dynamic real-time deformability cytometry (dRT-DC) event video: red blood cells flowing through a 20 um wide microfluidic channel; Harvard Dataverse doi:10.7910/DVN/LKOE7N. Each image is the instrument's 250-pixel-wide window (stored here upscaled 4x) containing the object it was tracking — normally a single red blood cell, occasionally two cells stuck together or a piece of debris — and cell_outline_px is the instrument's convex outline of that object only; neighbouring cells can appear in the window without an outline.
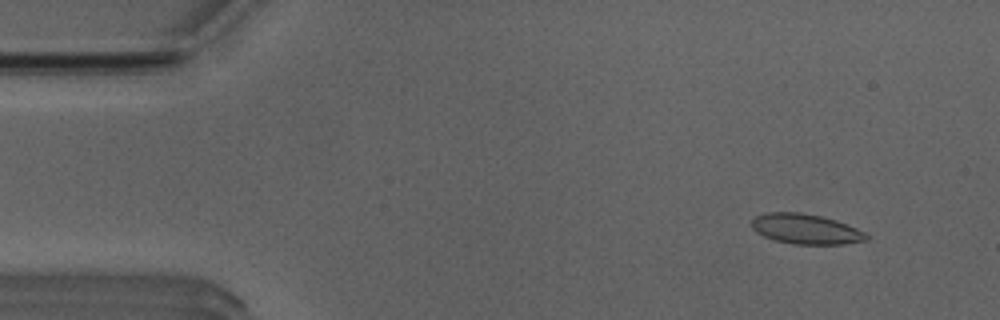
{"species": "Egyptian fruit bat (a non-hibernating species)", "species_latin": "Rousettus aegyptiacus", "temperature_condition": "room temperature", "stored_images_in_passage": 50, "camera_frame_rate_fps": 3000, "um_per_image_px": 0.085, "animal": {"sex": "male"}, "frame": {"image": 1, "passage_image": 5, "time_ms": 1.333, "image_size_px": [1000, 320], "cell_outline_px": [[868, 240], [844, 244], [792, 244], [776, 240], [764, 236], [756, 232], [752, 228], [752, 220], [756, 216], [768, 212], [800, 212], [820, 216], [836, 220], [856, 228], [864, 232], [868, 236]], "centroid_in_image_um": [68.49, 19.47], "position_along_channel_um": 16.5, "area_um2": 20.0}}
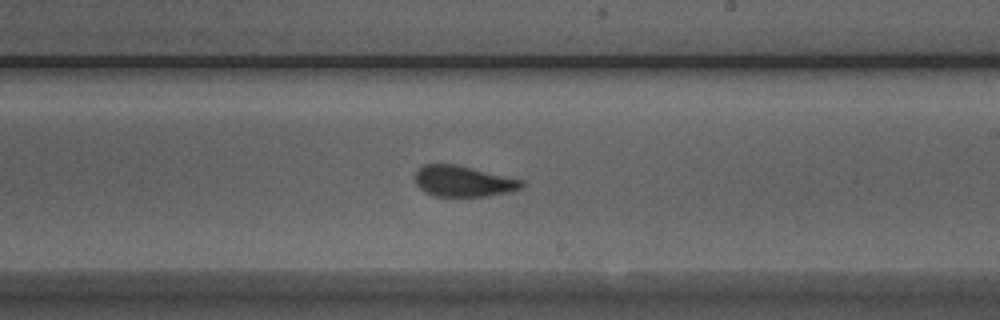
{"frame": {"image": 2, "passage_image": 30, "time_ms": 9.667, "image_size_px": [1000, 320], "cell_outline_px": [[524, 188], [508, 192], [488, 196], [432, 196], [424, 192], [416, 184], [416, 172], [424, 164], [456, 164], [524, 180]], "centroid_in_image_um": [39.4, 15.41], "position_along_channel_um": 249.6, "area_um2": 19.25}}
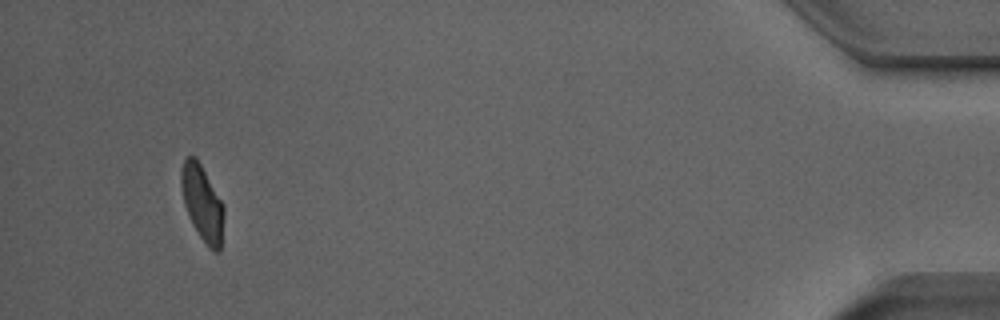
{"frame": {"image": 3, "passage_image": 49, "time_ms": 16.0, "image_size_px": [1000, 320], "cell_outline_px": [[224, 216], [220, 252], [212, 252], [208, 248], [192, 224], [184, 204], [180, 184], [180, 172], [184, 160], [188, 156], [196, 156], [224, 204]], "centroid_in_image_um": [17.2, 17.27], "position_along_channel_um": 418.0, "area_um2": 19.02}}